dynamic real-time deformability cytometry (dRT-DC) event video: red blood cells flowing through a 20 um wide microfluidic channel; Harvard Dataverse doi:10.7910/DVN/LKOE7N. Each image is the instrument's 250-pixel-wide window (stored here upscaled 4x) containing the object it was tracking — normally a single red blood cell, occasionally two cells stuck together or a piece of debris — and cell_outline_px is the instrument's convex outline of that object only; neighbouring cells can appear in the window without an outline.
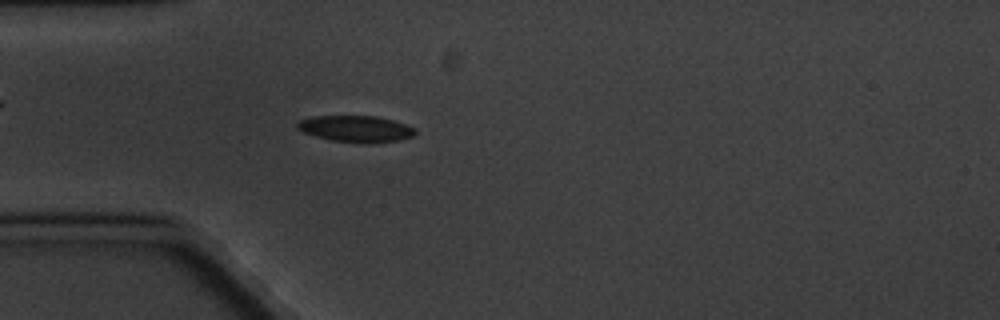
{"species": "common noctule bat (a hibernating species)", "species_latin": "Nyctalus noctula", "temperature_condition": "cold", "stored_images_in_passage": 5, "camera_frame_rate_fps": 3000, "um_per_image_px": 0.085, "animal": {"sex": "male", "body_mass_g": 20.1, "forearm_length_mm": 53.5}, "frame": {"image": 1, "passage_image": 5, "time_ms": 4.667, "image_size_px": [1000, 320], "cell_outline_px": [[416, 132], [412, 136], [400, 140], [368, 144], [364, 144], [332, 140], [316, 136], [304, 132], [296, 128], [296, 124], [300, 120], [312, 116], [376, 116], [392, 120], [416, 128]], "centroid_in_image_um": [30.25, 10.95], "position_along_channel_um": 54.7, "area_um2": 18.21}}